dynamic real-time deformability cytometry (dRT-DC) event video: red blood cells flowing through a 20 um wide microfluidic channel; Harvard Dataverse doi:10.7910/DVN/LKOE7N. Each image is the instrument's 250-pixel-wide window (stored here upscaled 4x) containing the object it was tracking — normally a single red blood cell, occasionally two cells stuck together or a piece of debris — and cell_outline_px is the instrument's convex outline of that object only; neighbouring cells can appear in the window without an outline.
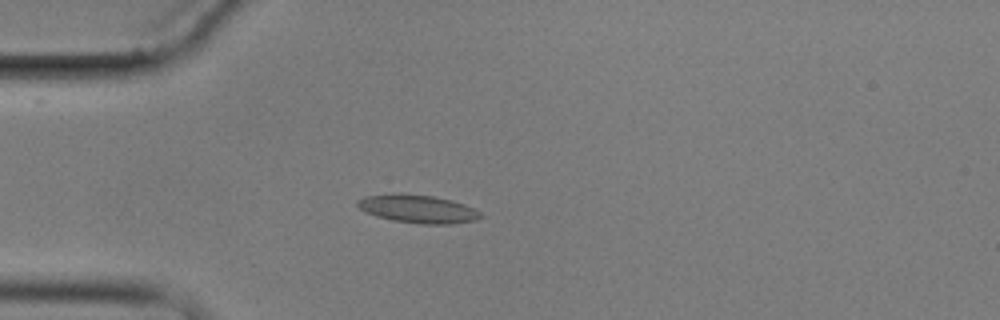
{"species": "common noctule bat (a hibernating species)", "species_latin": "Nyctalus noctula", "temperature_condition": "cold", "stored_images_in_passage": 7, "camera_frame_rate_fps": 3000, "um_per_image_px": 0.085, "animal": {"sex": "male", "body_mass_g": 17.9}, "frame": {"image": 1, "passage_image": 5, "time_ms": 4.667, "image_size_px": [1000, 320], "cell_outline_px": [[484, 216], [476, 220], [452, 224], [420, 224], [392, 220], [376, 216], [360, 208], [356, 204], [356, 200], [364, 196], [396, 192], [400, 192], [432, 196], [452, 200], [464, 204], [480, 212]], "centroid_in_image_um": [35.5, 17.74], "position_along_channel_um": 49.5, "area_um2": 20.4}}
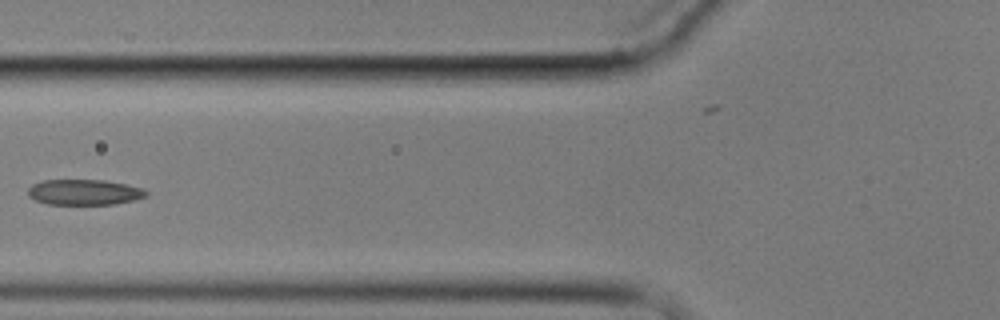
{"frame": {"image": 2, "passage_image": 7, "time_ms": 7.0, "image_size_px": [1000, 320], "cell_outline_px": [[148, 196], [136, 200], [112, 204], [48, 204], [36, 200], [28, 196], [28, 188], [32, 184], [44, 180], [104, 180], [144, 188], [148, 192]], "centroid_in_image_um": [7.18, 16.33], "position_along_channel_um": 118.6, "area_um2": 17.63}}